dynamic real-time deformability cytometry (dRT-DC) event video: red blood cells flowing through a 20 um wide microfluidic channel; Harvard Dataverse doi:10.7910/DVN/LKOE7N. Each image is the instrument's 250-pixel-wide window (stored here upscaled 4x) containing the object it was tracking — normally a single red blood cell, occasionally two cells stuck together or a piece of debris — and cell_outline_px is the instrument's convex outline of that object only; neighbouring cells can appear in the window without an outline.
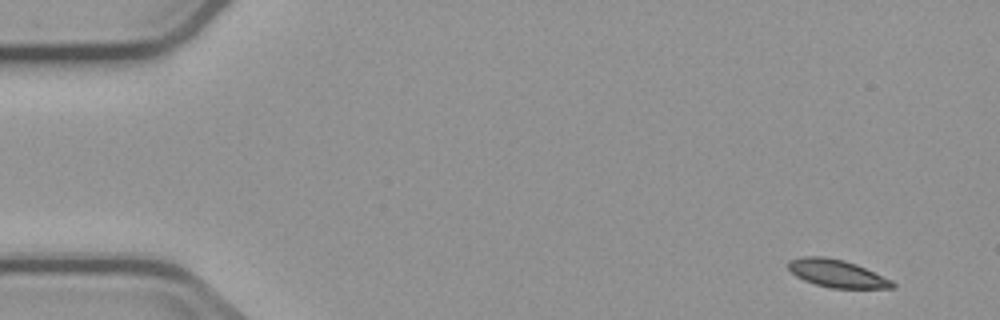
{"species": "common noctule bat (a hibernating species)", "species_latin": "Nyctalus noctula", "temperature_condition": "cold", "stored_images_in_passage": 4, "camera_frame_rate_fps": 3000, "um_per_image_px": 0.085, "animal": {"sex": "male", "body_mass_g": 23.1, "forearm_length_mm": 52.7}, "frame": {"image": 1, "passage_image": 1, "time_ms": 0.0, "image_size_px": [1000, 320], "cell_outline_px": [[896, 284], [892, 288], [832, 288], [816, 284], [804, 280], [796, 276], [788, 268], [788, 260], [804, 256], [824, 256], [844, 260], [856, 264], [892, 280]], "centroid_in_image_um": [71.13, 23.23], "position_along_channel_um": 13.9, "area_um2": 16.7}}